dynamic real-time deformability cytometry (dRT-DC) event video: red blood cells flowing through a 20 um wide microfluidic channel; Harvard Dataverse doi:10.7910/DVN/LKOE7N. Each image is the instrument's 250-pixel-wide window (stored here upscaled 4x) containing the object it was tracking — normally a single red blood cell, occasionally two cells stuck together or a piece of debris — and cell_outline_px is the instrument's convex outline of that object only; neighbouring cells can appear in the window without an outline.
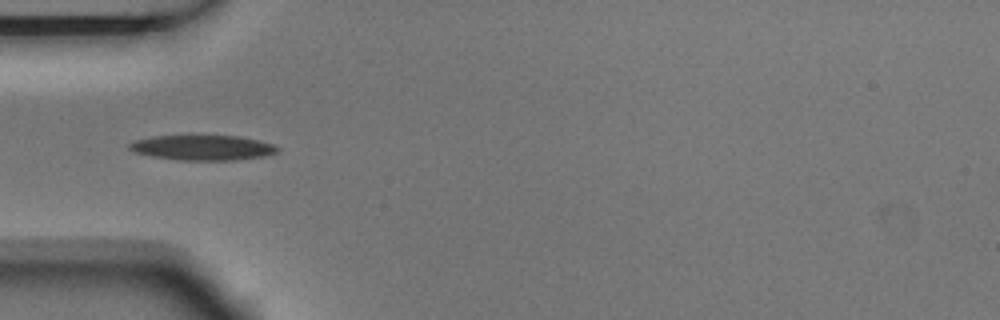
{"species": "Egyptian fruit bat (a non-hibernating species)", "species_latin": "Rousettus aegyptiacus", "temperature_condition": "room temperature", "stored_images_in_passage": 7, "camera_frame_rate_fps": 3000, "um_per_image_px": 0.085, "animal": {"sex": "male"}, "frame": {"image": 1, "passage_image": 5, "time_ms": 1.333, "image_size_px": [1000, 320], "cell_outline_px": [[280, 148], [276, 152], [264, 156], [232, 160], [176, 160], [152, 156], [136, 152], [128, 148], [128, 144], [136, 140], [152, 136], [188, 132], [240, 136], [260, 140], [272, 144]], "centroid_in_image_um": [17.18, 12.49], "position_along_channel_um": 67.8, "area_um2": 22.77}}
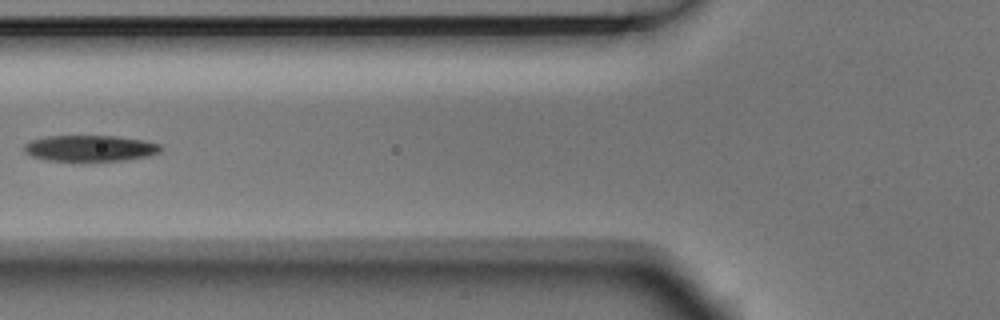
{"frame": {"image": 2, "passage_image": 6, "time_ms": 1.667, "image_size_px": [1000, 320], "cell_outline_px": [[164, 148], [160, 152], [148, 156], [124, 160], [44, 160], [32, 156], [24, 152], [24, 144], [32, 140], [44, 136], [116, 136], [144, 140], [160, 144]], "centroid_in_image_um": [7.67, 12.59], "position_along_channel_um": 118.1, "area_um2": 20.69}}
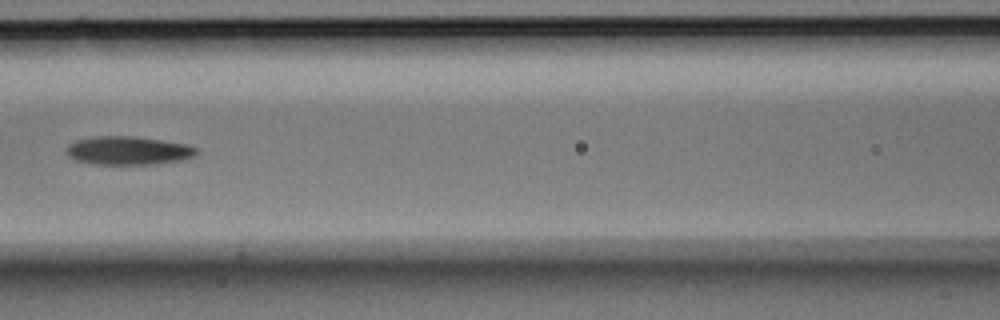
{"frame": {"image": 3, "passage_image": 7, "time_ms": 2.0, "image_size_px": [1000, 320], "cell_outline_px": [[200, 152], [196, 156], [180, 160], [156, 164], [96, 164], [76, 160], [68, 156], [64, 148], [68, 144], [76, 140], [96, 136], [132, 136], [188, 144], [196, 148]], "centroid_in_image_um": [10.9, 12.8], "position_along_channel_um": 155.7, "area_um2": 21.68}}